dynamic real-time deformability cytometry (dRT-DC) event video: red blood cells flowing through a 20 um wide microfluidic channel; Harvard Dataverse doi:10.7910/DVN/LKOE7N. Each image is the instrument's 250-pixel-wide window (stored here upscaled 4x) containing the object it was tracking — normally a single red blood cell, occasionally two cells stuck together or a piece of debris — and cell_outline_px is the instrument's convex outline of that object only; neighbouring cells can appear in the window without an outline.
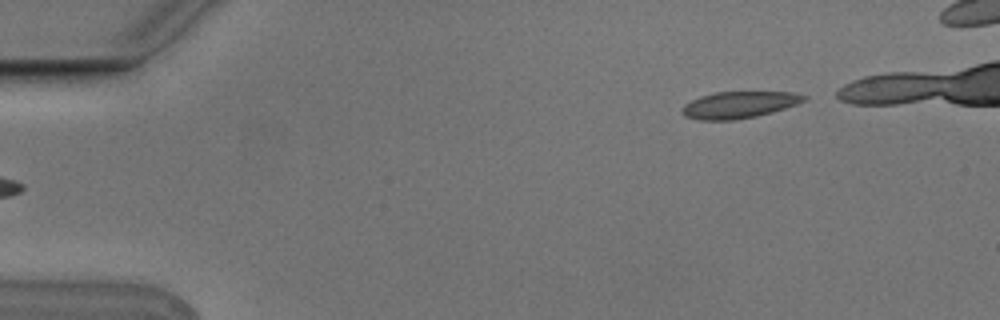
{"species": "Egyptian fruit bat (a non-hibernating species)", "species_latin": "Rousettus aegyptiacus", "temperature_condition": "cold", "stored_images_in_passage": 4, "camera_frame_rate_fps": 3000, "um_per_image_px": 0.085, "animal": {"sex": "male"}, "frame": {"image": 1, "passage_image": 4, "time_ms": 1.0, "image_size_px": [1000, 320], "cell_outline_px": [[808, 100], [772, 112], [756, 116], [732, 120], [700, 120], [684, 116], [680, 112], [684, 104], [700, 96], [716, 92], [792, 92], [808, 96]], "centroid_in_image_um": [62.81, 8.91], "position_along_channel_um": 22.2, "area_um2": 18.96}}